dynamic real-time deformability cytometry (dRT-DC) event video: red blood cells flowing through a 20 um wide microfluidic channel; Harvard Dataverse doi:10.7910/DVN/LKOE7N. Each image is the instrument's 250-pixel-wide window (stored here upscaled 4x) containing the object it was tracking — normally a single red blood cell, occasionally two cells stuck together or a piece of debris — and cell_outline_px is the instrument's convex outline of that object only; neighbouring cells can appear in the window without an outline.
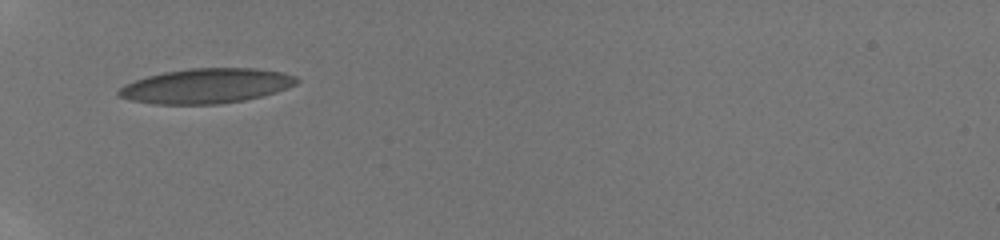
{"species": "human", "species_latin": "Homo sapiens", "temperature_condition": "room temperature", "stored_images_in_passage": 29, "camera_frame_rate_fps": 3000, "um_per_image_px": 0.085, "donor": {"sex": "male"}, "frame": {"image": 1, "passage_image": 1, "time_ms": 0.0, "image_size_px": [1000, 240], "cell_outline_px": [[300, 80], [296, 84], [288, 88], [276, 92], [244, 100], [220, 104], [152, 104], [128, 100], [116, 96], [116, 92], [124, 84], [148, 76], [164, 72], [188, 68], [256, 68], [284, 72], [296, 76]], "centroid_in_image_um": [17.52, 7.3], "position_along_channel_um": 67.5, "area_um2": 36.41}}
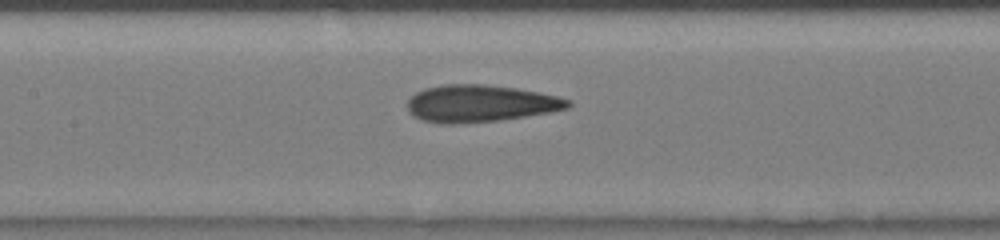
{"frame": {"image": 2, "passage_image": 9, "time_ms": 2.667, "image_size_px": [1000, 240], "cell_outline_px": [[572, 104], [568, 108], [552, 112], [500, 120], [460, 124], [440, 124], [420, 120], [412, 116], [408, 112], [408, 100], [416, 92], [424, 88], [444, 84], [484, 84], [516, 88], [540, 92], [572, 100]], "centroid_in_image_um": [40.81, 8.8], "position_along_channel_um": 166.6, "area_um2": 35.14}}
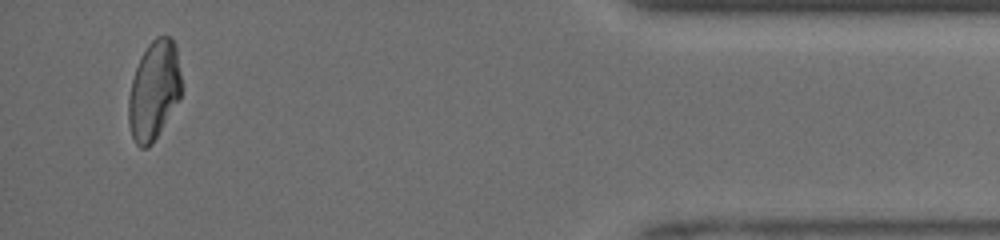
{"frame": {"image": 3, "passage_image": 28, "time_ms": 10.0, "image_size_px": [1000, 240], "cell_outline_px": [[180, 100], [152, 144], [148, 148], [140, 148], [136, 144], [132, 136], [128, 124], [128, 96], [132, 80], [136, 68], [148, 44], [156, 36], [172, 36], [176, 44], [180, 76]], "centroid_in_image_um": [13.08, 7.7], "position_along_channel_um": 422.1, "area_um2": 30.58}, "authors_computed_cell_mechanics": {"area_um2": 33.9286, "velocity_mm_per_s": 4.1389, "shape_relaxation_time_tau1_ms": null, "shape_relaxation_time_tau2_ms": 1.3042, "deformation_change_tau1": null, "deformation_change_tau2": 0.0869}}